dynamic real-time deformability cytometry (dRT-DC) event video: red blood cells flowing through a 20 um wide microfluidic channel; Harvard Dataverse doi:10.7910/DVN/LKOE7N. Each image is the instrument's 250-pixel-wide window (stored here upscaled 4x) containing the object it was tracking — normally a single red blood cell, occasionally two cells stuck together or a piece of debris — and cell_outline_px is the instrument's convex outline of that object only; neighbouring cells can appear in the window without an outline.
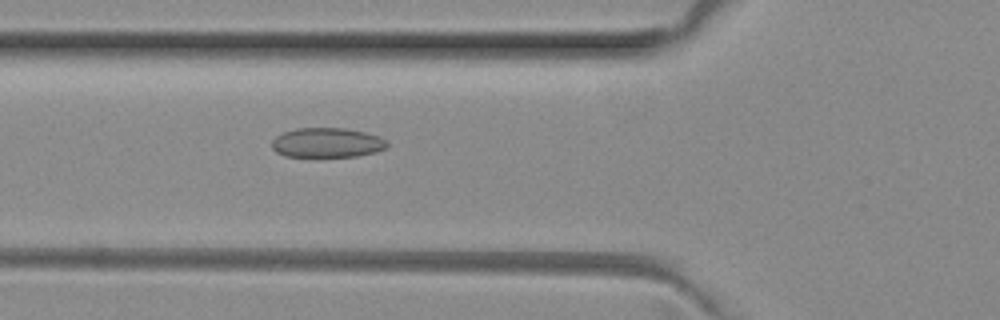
{"species": "common noctule bat (a hibernating species)", "species_latin": "Nyctalus noctula", "temperature_condition": "room temperature", "stored_images_in_passage": 3, "camera_frame_rate_fps": 3000, "um_per_image_px": 0.085, "animal": {"sex": "female", "body_mass_g": 29.2, "forearm_length_mm": 56.3}, "frame": {"image": 1, "passage_image": 3, "time_ms": 0.667, "image_size_px": [1000, 320], "cell_outline_px": [[388, 144], [384, 148], [376, 152], [356, 156], [284, 156], [276, 152], [272, 148], [272, 140], [276, 136], [284, 132], [296, 128], [344, 128], [364, 132], [380, 136]], "centroid_in_image_um": [27.78, 12.12], "position_along_channel_um": 98.0, "area_um2": 19.77}}